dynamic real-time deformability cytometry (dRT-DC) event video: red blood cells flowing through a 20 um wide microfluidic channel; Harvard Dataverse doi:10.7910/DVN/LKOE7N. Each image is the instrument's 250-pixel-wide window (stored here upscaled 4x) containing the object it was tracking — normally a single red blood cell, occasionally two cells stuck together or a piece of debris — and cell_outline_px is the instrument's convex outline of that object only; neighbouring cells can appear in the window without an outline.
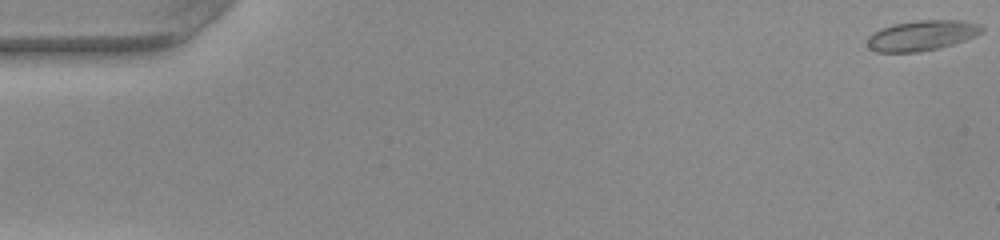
{"species": "common noctule bat (a hibernating species)", "species_latin": "Nyctalus noctula", "temperature_condition": "warm", "stored_images_in_passage": 9, "camera_frame_rate_fps": 3000, "um_per_image_px": 0.085, "animal": {"sex": "female", "body_mass_g": 22.0, "forearm_length_mm": 56.7}, "frame": {"image": 1, "passage_image": 1, "time_ms": 0.0, "image_size_px": [1000, 240], "cell_outline_px": [[984, 32], [976, 36], [952, 44], [936, 48], [916, 52], [876, 52], [868, 48], [868, 36], [872, 32], [880, 28], [892, 24], [916, 20], [960, 20], [980, 24], [984, 28]], "centroid_in_image_um": [78.34, 3.0], "position_along_channel_um": 6.7, "area_um2": 20.29}}